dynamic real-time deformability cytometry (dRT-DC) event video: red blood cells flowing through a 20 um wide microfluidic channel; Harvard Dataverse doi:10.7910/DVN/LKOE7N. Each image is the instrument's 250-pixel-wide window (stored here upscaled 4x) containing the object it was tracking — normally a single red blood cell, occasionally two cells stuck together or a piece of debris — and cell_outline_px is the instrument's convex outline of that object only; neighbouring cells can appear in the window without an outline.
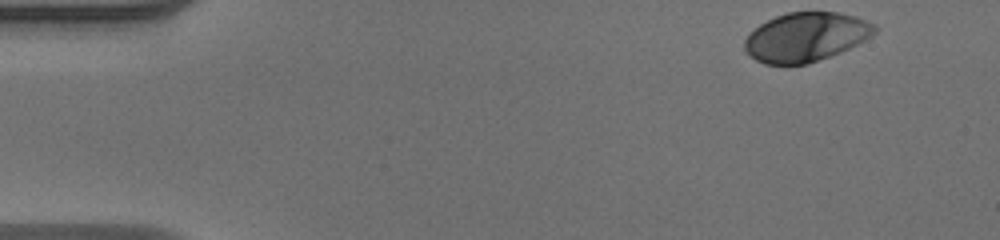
{"species": "human", "species_latin": "Homo sapiens", "temperature_condition": "warm", "stored_images_in_passage": 46, "camera_frame_rate_fps": 3000, "um_per_image_px": 0.085, "donor": {"sex": "male"}, "frame": {"image": 1, "passage_image": 1, "time_ms": 0.0, "image_size_px": [1000, 240], "cell_outline_px": [[876, 32], [872, 36], [840, 52], [808, 64], [764, 64], [756, 60], [744, 52], [744, 40], [748, 32], [760, 24], [776, 16], [788, 12], [836, 12], [856, 16], [876, 24]], "centroid_in_image_um": [68.47, 3.14], "position_along_channel_um": 16.5, "area_um2": 37.28}}
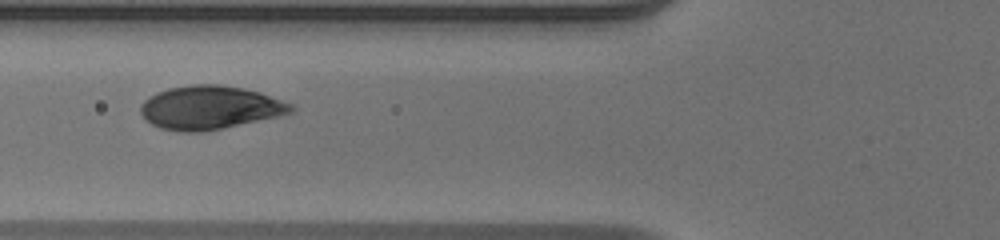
{"frame": {"image": 2, "passage_image": 16, "time_ms": 5.0, "image_size_px": [1000, 240], "cell_outline_px": [[296, 112], [220, 128], [200, 132], [180, 132], [160, 128], [144, 120], [140, 112], [140, 104], [148, 96], [156, 92], [168, 88], [192, 84], [220, 84], [244, 88], [260, 92], [292, 104], [296, 108]], "centroid_in_image_um": [17.8, 9.13], "position_along_channel_um": 108.0, "area_um2": 38.26}}
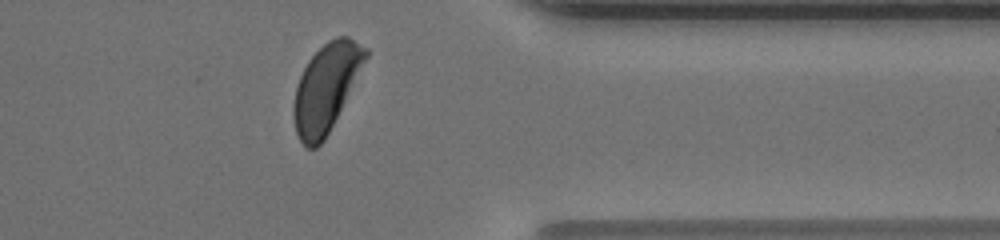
{"frame": {"image": 3, "passage_image": 37, "time_ms": 12.0, "image_size_px": [1000, 240], "cell_outline_px": [[368, 56], [324, 140], [316, 148], [308, 148], [300, 140], [296, 132], [292, 116], [292, 104], [296, 88], [300, 76], [308, 60], [328, 40], [336, 36], [348, 36], [368, 48]], "centroid_in_image_um": [27.69, 7.44], "position_along_channel_um": 383.7, "area_um2": 36.18}, "authors_computed_cell_mechanics": {"area_um2": 37.281, "velocity_mm_per_s": 4.0902, "shape_relaxation_time_tau1_ms": 2.6385, "shape_relaxation_time_tau2_ms": null, "deformation_change_tau1": 0.1713, "deformation_change_tau2": null}}